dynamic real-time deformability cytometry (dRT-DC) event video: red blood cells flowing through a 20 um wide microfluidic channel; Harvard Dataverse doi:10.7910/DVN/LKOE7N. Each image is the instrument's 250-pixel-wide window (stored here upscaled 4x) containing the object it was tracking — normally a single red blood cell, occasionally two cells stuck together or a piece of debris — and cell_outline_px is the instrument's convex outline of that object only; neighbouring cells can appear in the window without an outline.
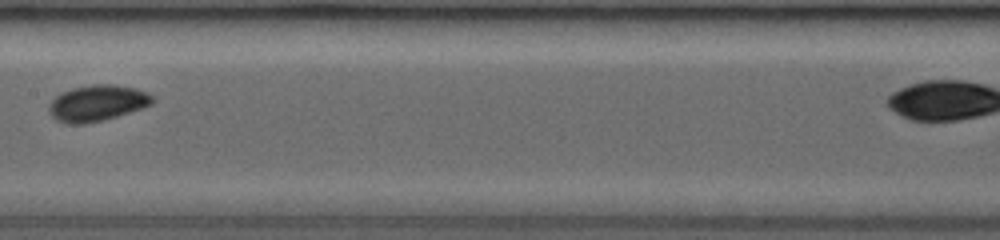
{"species": "common noctule bat (a hibernating species)", "species_latin": "Nyctalus noctula", "temperature_condition": "room temperature", "stored_images_in_passage": 17, "camera_frame_rate_fps": 3000, "um_per_image_px": 0.085, "animal": {"sex": "female", "body_mass_g": 19.0, "forearm_length_mm": 53.3}, "frame": {"image": 1, "passage_image": 6, "time_ms": 3.0, "image_size_px": [1000, 240], "cell_outline_px": [[152, 104], [144, 108], [104, 120], [84, 124], [64, 124], [56, 120], [48, 112], [48, 104], [60, 92], [72, 88], [92, 84], [112, 84], [136, 88], [148, 92], [152, 96]], "centroid_in_image_um": [8.24, 8.77], "position_along_channel_um": 199.2, "area_um2": 22.08}}
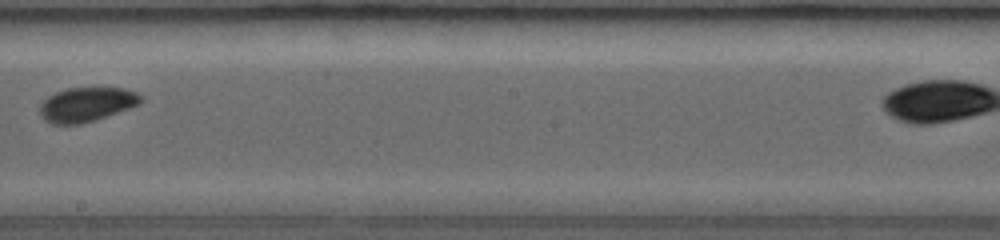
{"frame": {"image": 2, "passage_image": 8, "time_ms": 4.0, "image_size_px": [1000, 240], "cell_outline_px": [[144, 100], [140, 104], [96, 120], [80, 124], [52, 124], [44, 120], [40, 116], [40, 104], [48, 96], [56, 92], [68, 88], [124, 88], [136, 92], [144, 96]], "centroid_in_image_um": [7.38, 8.88], "position_along_channel_um": 240.8, "area_um2": 20.35}}